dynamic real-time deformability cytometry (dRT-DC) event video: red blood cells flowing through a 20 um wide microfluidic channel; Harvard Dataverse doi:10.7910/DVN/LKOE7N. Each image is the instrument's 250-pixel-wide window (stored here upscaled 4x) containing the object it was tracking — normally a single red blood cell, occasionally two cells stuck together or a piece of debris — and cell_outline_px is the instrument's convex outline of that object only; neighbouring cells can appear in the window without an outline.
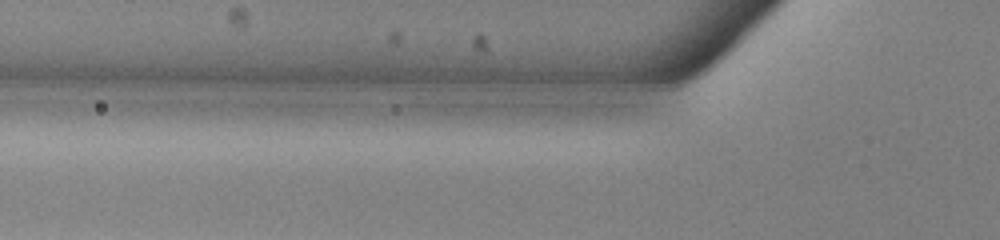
{"species": "common noctule bat (a hibernating species)", "species_latin": "Nyctalus noctula", "temperature_condition": "warm", "stored_images_in_passage": 4, "camera_frame_rate_fps": 3000, "um_per_image_px": 0.085, "animal": {"sex": "male", "body_mass_g": 13.0, "forearm_length_mm": 53.1}, "frame": {"image": 1, "passage_image": 2, "time_ms": 0.333, "image_size_px": [1000, 240], "cell_outline_px": [[208, 172], [200, 176], [172, 180], [80, 176], [56, 172], [48, 168], [60, 164], [200, 164], [208, 168]], "centroid_in_image_um": [11.37, 14.51], "position_along_channel_um": 114.4, "area_um2": 14.51}}